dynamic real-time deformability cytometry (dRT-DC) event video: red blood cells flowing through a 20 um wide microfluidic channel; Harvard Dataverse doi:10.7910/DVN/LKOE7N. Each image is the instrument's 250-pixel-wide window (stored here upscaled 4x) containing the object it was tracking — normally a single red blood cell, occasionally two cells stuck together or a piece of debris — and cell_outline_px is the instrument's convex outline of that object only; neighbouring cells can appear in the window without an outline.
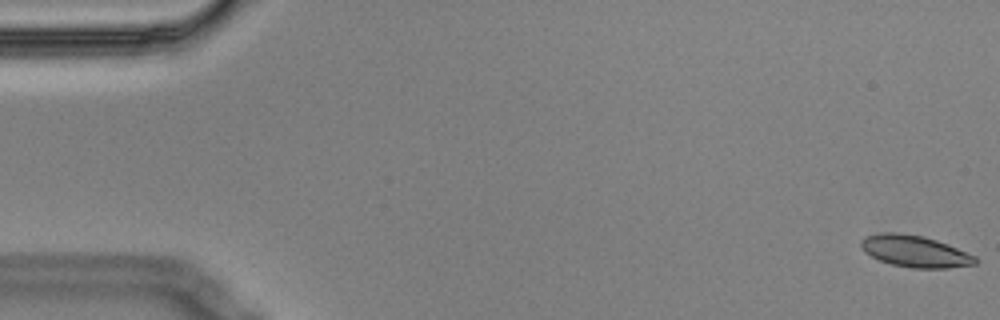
{"species": "Egyptian fruit bat (a non-hibernating species)", "species_latin": "Rousettus aegyptiacus", "temperature_condition": "cold", "stored_images_in_passage": 15, "camera_frame_rate_fps": 3000, "um_per_image_px": 0.085, "animal": {"sex": "male"}, "frame": {"image": 1, "passage_image": 1, "time_ms": 0.0, "image_size_px": [1000, 320], "cell_outline_px": [[980, 260], [976, 264], [948, 268], [912, 268], [892, 264], [880, 260], [864, 252], [860, 248], [860, 240], [864, 236], [884, 232], [896, 232], [920, 236], [936, 240], [948, 244], [976, 256]], "centroid_in_image_um": [77.77, 21.36], "position_along_channel_um": 7.2, "area_um2": 21.15}}
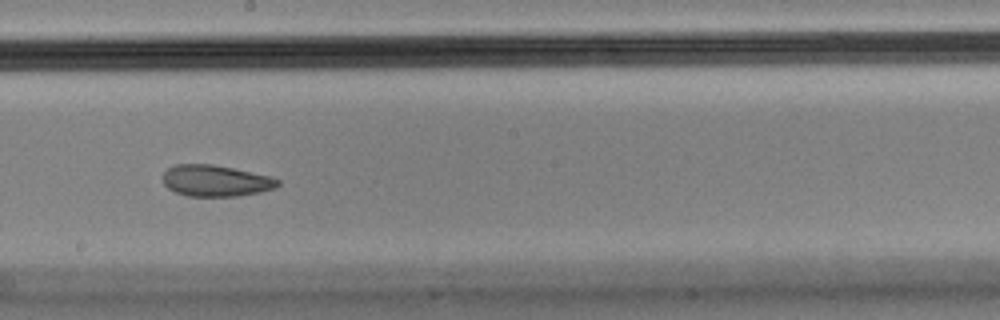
{"frame": {"image": 2, "passage_image": 9, "time_ms": 2.667, "image_size_px": [1000, 320], "cell_outline_px": [[280, 184], [276, 188], [260, 192], [236, 196], [188, 196], [176, 192], [168, 188], [164, 184], [164, 172], [168, 168], [176, 164], [212, 164], [232, 168], [268, 176], [280, 180]], "centroid_in_image_um": [18.33, 15.37], "position_along_channel_um": 229.9, "area_um2": 20.81}}